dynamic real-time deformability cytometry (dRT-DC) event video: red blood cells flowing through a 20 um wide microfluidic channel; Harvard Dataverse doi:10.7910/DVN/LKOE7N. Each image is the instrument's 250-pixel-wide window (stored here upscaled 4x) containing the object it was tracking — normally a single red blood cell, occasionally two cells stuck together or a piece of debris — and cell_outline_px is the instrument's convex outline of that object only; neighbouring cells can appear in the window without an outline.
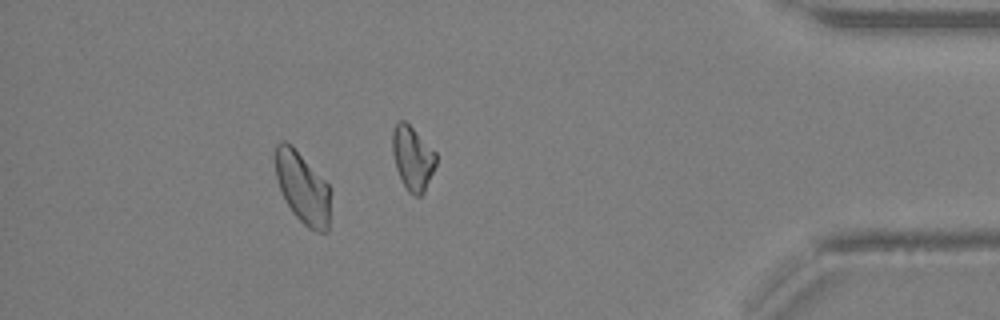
{"species": "Egyptian fruit bat (a non-hibernating species)", "species_latin": "Rousettus aegyptiacus", "temperature_condition": "warm", "stored_images_in_passage": 27, "camera_frame_rate_fps": 3000, "um_per_image_px": 0.085, "animal": {"sex": "female"}, "frame": {"image": 1, "passage_image": 23, "time_ms": 7.333, "image_size_px": [1000, 320], "cell_outline_px": [[328, 232], [316, 232], [308, 228], [292, 212], [280, 188], [276, 176], [276, 144], [280, 140], [284, 140], [292, 144], [328, 184]], "centroid_in_image_um": [25.7, 15.93], "position_along_channel_um": 409.5, "area_um2": 22.43}}